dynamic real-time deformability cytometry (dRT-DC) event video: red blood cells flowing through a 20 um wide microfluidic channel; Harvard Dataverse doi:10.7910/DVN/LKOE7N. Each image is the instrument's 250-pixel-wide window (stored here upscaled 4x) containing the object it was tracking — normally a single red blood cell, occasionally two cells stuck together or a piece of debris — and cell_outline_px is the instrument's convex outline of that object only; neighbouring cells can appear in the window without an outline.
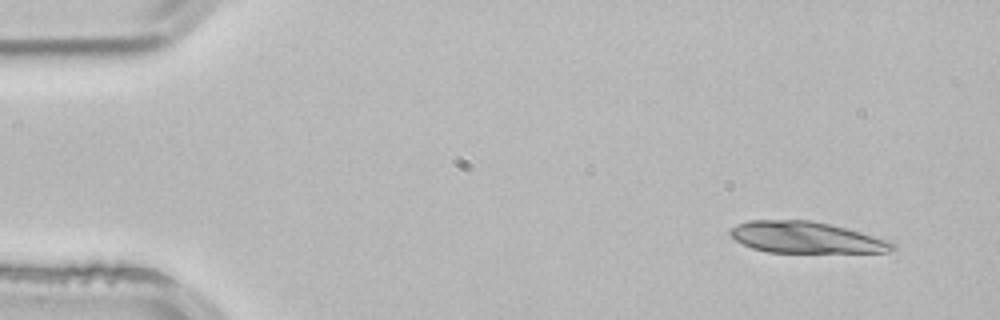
{"species": "common noctule bat (a hibernating species)", "species_latin": "Nyctalus noctula", "temperature_condition": "room temperature", "stored_images_in_passage": 4, "segment_of_instrument_passage": [1, 2], "camera_frame_rate_fps": 3000, "um_per_image_px": 0.085, "animal": {"sex": "male", "body_mass_g": 21.5, "forearm_length_mm": 52.0}, "frame": {"image": 1, "passage_image": 1, "time_ms": 0.0, "image_size_px": [1000, 320], "cell_outline_px": [[896, 248], [888, 252], [768, 252], [752, 248], [736, 240], [728, 232], [736, 224], [748, 220], [812, 220], [892, 240], [896, 244]], "centroid_in_image_um": [68.53, 20.18], "position_along_channel_um": 16.5, "area_um2": 29.59}}